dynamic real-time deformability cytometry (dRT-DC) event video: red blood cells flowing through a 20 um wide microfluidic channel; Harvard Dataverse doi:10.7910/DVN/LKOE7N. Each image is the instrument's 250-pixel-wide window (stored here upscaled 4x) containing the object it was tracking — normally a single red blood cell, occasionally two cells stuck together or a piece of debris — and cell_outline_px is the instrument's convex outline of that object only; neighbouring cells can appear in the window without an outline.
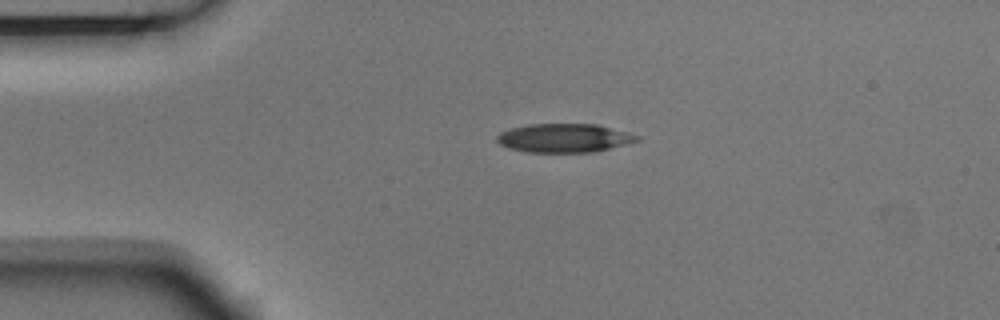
{"species": "Egyptian fruit bat (a non-hibernating species)", "species_latin": "Rousettus aegyptiacus", "temperature_condition": "room temperature", "stored_images_in_passage": 4, "camera_frame_rate_fps": 3000, "um_per_image_px": 0.085, "animal": {"sex": "male"}, "frame": {"image": 1, "passage_image": 3, "time_ms": 0.667, "image_size_px": [1000, 320], "cell_outline_px": [[640, 140], [596, 152], [528, 152], [508, 148], [500, 144], [496, 140], [496, 136], [500, 132], [512, 128], [528, 124], [596, 124], [628, 132], [640, 136]], "centroid_in_image_um": [47.95, 11.73], "position_along_channel_um": 37.0, "area_um2": 23.47}}